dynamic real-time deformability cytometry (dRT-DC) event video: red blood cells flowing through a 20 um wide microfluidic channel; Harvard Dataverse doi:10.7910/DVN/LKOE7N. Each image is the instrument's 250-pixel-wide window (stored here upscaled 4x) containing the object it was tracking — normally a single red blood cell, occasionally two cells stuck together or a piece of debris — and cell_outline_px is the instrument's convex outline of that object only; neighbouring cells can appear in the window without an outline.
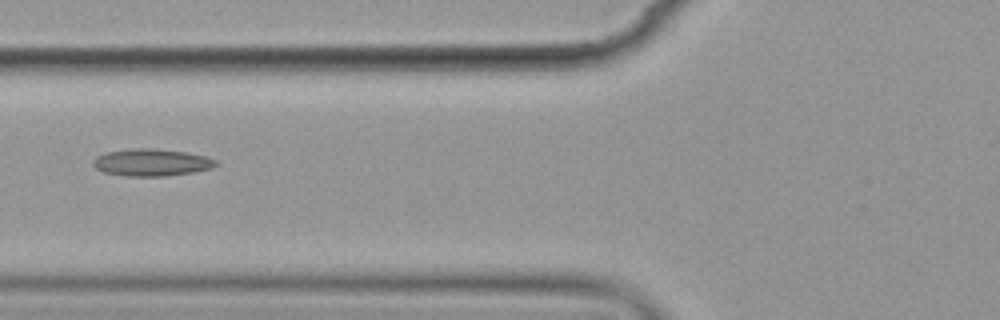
{"species": "common noctule bat (a hibernating species)", "species_latin": "Nyctalus noctula", "temperature_condition": "cold", "stored_images_in_passage": 9, "camera_frame_rate_fps": 3000, "um_per_image_px": 0.085, "animal": {"sex": "female", "body_mass_g": 19.9}, "frame": {"image": 1, "passage_image": 7, "time_ms": 7.0, "image_size_px": [1000, 320], "cell_outline_px": [[220, 164], [212, 168], [192, 172], [164, 176], [124, 176], [104, 172], [96, 168], [92, 164], [92, 160], [96, 156], [104, 152], [140, 148], [152, 148], [188, 152], [208, 156], [216, 160]], "centroid_in_image_um": [12.9, 13.8], "position_along_channel_um": 112.9, "area_um2": 19.59}}
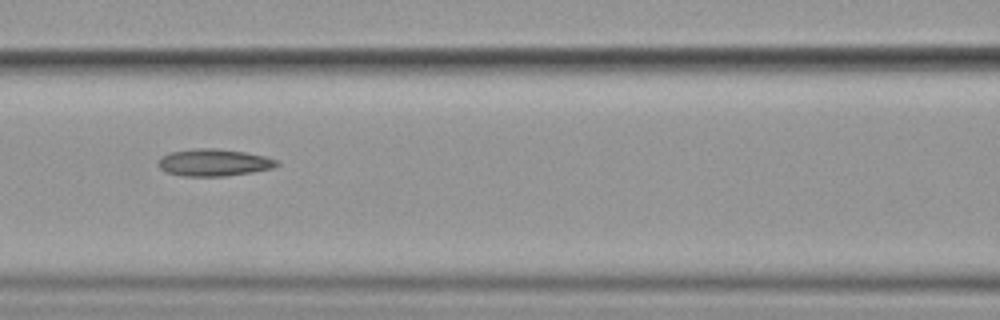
{"frame": {"image": 2, "passage_image": 8, "time_ms": 8.0, "image_size_px": [1000, 320], "cell_outline_px": [[280, 164], [272, 168], [252, 172], [224, 176], [184, 176], [164, 172], [156, 164], [160, 156], [168, 152], [192, 148], [216, 148], [244, 152], [264, 156], [276, 160]], "centroid_in_image_um": [18.1, 13.81], "position_along_channel_um": 148.5, "area_um2": 18.9}}
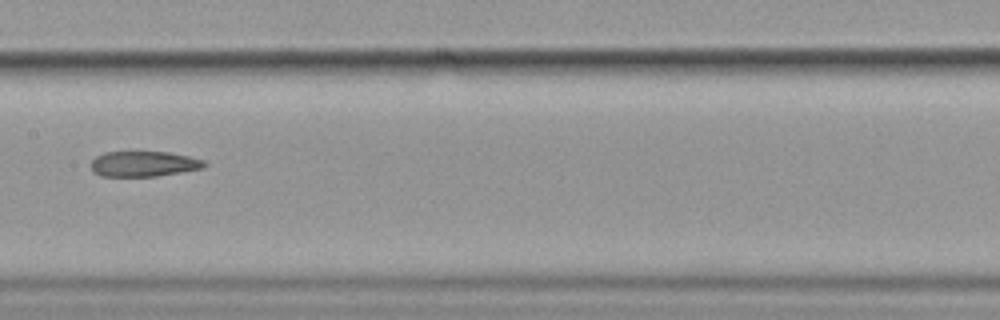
{"frame": {"image": 3, "passage_image": 9, "time_ms": 9.333, "image_size_px": [1000, 320], "cell_outline_px": [[208, 164], [204, 168], [156, 176], [100, 176], [92, 172], [88, 164], [96, 156], [104, 152], [168, 152], [188, 156], [204, 160]], "centroid_in_image_um": [12.17, 13.93], "position_along_channel_um": 195.2, "area_um2": 16.94}}